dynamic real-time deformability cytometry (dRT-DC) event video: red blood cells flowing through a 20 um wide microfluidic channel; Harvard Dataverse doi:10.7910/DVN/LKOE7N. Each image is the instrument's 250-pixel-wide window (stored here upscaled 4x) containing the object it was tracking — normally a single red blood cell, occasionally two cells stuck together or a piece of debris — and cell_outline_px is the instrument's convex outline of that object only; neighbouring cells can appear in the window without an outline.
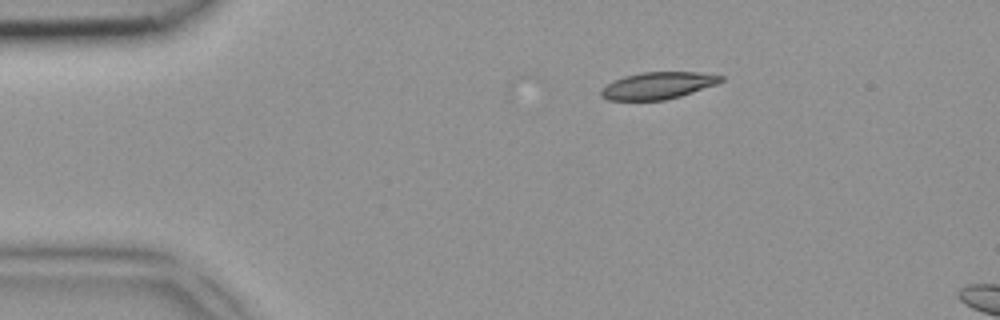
{"species": "common noctule bat (a hibernating species)", "species_latin": "Nyctalus noctula", "temperature_condition": "room temperature", "stored_images_in_passage": 3, "camera_frame_rate_fps": 3000, "um_per_image_px": 0.085, "animal": {"sex": "female", "body_mass_g": 18.4}, "frame": {"image": 1, "passage_image": 1, "time_ms": 0.0, "image_size_px": [1000, 320], "cell_outline_px": [[724, 80], [716, 84], [680, 96], [664, 100], [608, 100], [600, 96], [600, 88], [624, 76], [640, 72], [700, 72], [724, 76]], "centroid_in_image_um": [55.91, 7.27], "position_along_channel_um": 29.1, "area_um2": 18.79}}
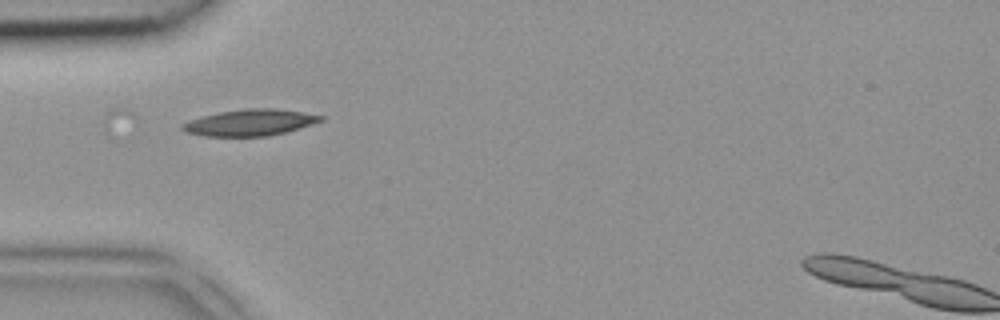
{"frame": {"image": 2, "passage_image": 3, "time_ms": 0.667, "image_size_px": [1000, 320], "cell_outline_px": [[324, 120], [300, 128], [268, 136], [204, 136], [184, 132], [180, 128], [180, 124], [188, 120], [220, 112], [244, 108], [276, 108], [324, 116]], "centroid_in_image_um": [21.21, 10.42], "position_along_channel_um": 63.8, "area_um2": 21.27}}